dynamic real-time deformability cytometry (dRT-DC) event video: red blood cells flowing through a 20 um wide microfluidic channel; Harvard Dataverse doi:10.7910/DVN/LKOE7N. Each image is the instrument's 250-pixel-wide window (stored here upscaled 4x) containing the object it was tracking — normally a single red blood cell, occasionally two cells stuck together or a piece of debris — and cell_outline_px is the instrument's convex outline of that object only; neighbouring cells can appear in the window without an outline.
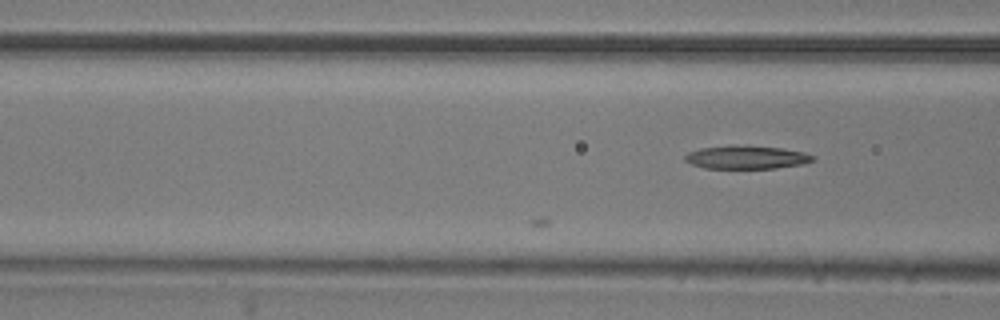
{"species": "common noctule bat (a hibernating species)", "species_latin": "Nyctalus noctula", "temperature_condition": "room temperature", "stored_images_in_passage": 19, "camera_frame_rate_fps": 3000, "um_per_image_px": 0.085, "animal": {"sex": "male", "body_mass_g": 20.5, "forearm_length_mm": 52.5}, "frame": {"image": 1, "passage_image": 19, "time_ms": 6.0, "image_size_px": [1000, 320], "cell_outline_px": [[816, 160], [800, 164], [776, 168], [704, 168], [692, 164], [684, 160], [684, 156], [688, 152], [700, 148], [732, 144], [780, 148], [804, 152], [812, 156]], "centroid_in_image_um": [63.39, 13.36], "position_along_channel_um": 103.2, "area_um2": 17.34}}